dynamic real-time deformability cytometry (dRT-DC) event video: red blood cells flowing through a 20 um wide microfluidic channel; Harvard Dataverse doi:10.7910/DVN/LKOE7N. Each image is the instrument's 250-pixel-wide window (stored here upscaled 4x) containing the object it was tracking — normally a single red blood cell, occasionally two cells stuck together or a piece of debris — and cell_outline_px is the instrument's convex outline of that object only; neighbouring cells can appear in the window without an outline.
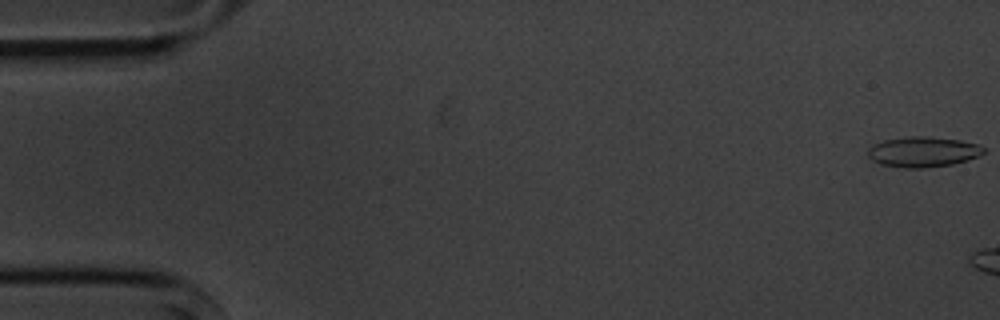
{"species": "common noctule bat (a hibernating species)", "species_latin": "Nyctalus noctula", "temperature_condition": "cold", "stored_images_in_passage": 4, "camera_frame_rate_fps": 3000, "um_per_image_px": 0.085, "animal": {"sex": "male", "body_mass_g": 20.1, "forearm_length_mm": 53.5}, "frame": {"image": 1, "passage_image": 1, "time_ms": 0.0, "image_size_px": [1000, 320], "cell_outline_px": [[984, 152], [980, 156], [968, 160], [952, 164], [920, 168], [904, 168], [880, 164], [872, 160], [868, 156], [868, 148], [872, 144], [884, 140], [912, 136], [928, 136], [960, 140], [976, 144], [984, 148]], "centroid_in_image_um": [78.43, 12.9], "position_along_channel_um": 6.6, "area_um2": 20.46}}